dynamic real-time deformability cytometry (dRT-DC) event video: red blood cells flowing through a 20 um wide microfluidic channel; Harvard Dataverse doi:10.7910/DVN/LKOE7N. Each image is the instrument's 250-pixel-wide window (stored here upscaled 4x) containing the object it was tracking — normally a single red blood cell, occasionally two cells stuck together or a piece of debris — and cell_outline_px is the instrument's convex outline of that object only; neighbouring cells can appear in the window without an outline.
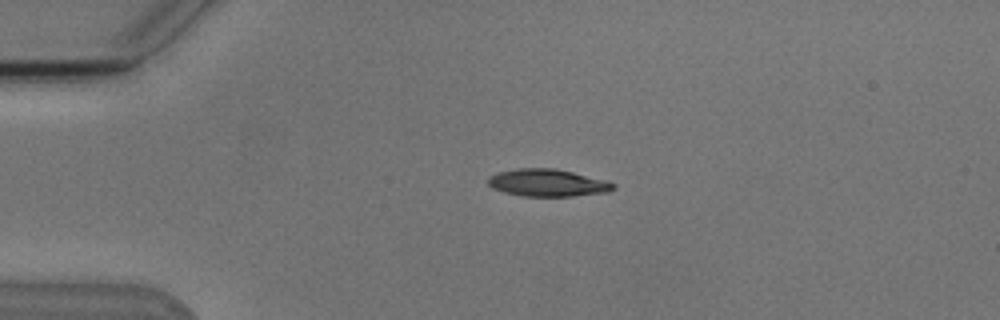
{"species": "Egyptian fruit bat (a non-hibernating species)", "species_latin": "Rousettus aegyptiacus", "temperature_condition": "cold", "stored_images_in_passage": 2, "camera_frame_rate_fps": 3000, "um_per_image_px": 0.085, "animal": {"sex": "male"}, "frame": {"image": 1, "passage_image": 1, "time_ms": 0.0, "image_size_px": [1000, 320], "cell_outline_px": [[616, 188], [608, 192], [572, 196], [520, 196], [504, 192], [492, 188], [488, 184], [488, 176], [496, 172], [516, 168], [556, 168], [608, 180], [616, 184]], "centroid_in_image_um": [46.55, 15.53], "position_along_channel_um": 38.4, "area_um2": 20.29}}